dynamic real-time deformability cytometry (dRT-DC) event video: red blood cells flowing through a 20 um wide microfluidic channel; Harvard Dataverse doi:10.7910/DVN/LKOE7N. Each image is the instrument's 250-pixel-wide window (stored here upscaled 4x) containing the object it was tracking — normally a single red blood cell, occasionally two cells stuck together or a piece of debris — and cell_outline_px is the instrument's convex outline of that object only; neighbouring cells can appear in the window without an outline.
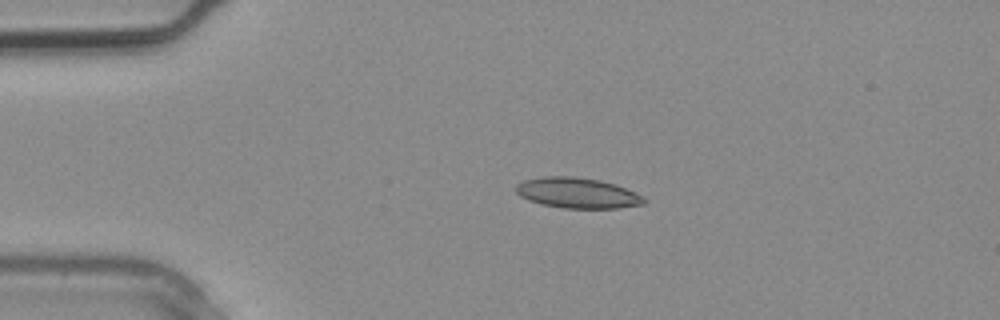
{"species": "common noctule bat (a hibernating species)", "species_latin": "Nyctalus noctula", "temperature_condition": "warm", "stored_images_in_passage": 3, "camera_frame_rate_fps": 3000, "um_per_image_px": 0.085, "animal": {"sex": "male", "body_mass_g": 20.4}, "frame": {"image": 1, "passage_image": 2, "time_ms": 0.333, "image_size_px": [1000, 320], "cell_outline_px": [[648, 200], [644, 204], [620, 208], [564, 208], [540, 204], [528, 200], [520, 196], [516, 192], [516, 184], [524, 180], [544, 176], [576, 176], [600, 180], [616, 184], [644, 196]], "centroid_in_image_um": [49.1, 16.4], "position_along_channel_um": 35.9, "area_um2": 23.0}}
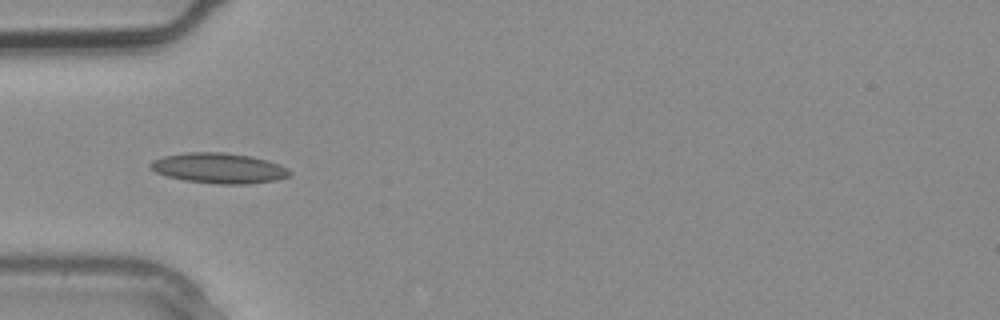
{"frame": {"image": 2, "passage_image": 3, "time_ms": 0.667, "image_size_px": [1000, 320], "cell_outline_px": [[292, 172], [288, 176], [276, 180], [248, 184], [220, 184], [184, 180], [168, 176], [156, 172], [148, 168], [148, 164], [152, 160], [164, 156], [188, 152], [224, 152], [252, 156], [268, 160], [280, 164], [288, 168]], "centroid_in_image_um": [18.61, 14.28], "position_along_channel_um": 66.4, "area_um2": 24.74}}